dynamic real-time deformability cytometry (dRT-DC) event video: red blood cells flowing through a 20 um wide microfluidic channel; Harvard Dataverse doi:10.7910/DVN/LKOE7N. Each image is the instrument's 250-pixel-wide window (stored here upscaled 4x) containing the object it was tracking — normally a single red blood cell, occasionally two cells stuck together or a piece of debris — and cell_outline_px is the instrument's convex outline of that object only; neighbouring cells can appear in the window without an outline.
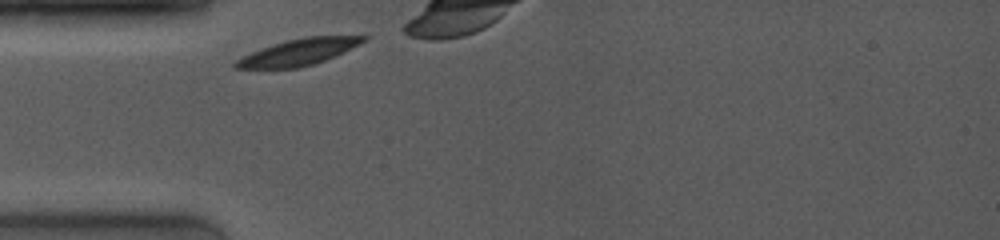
{"species": "common noctule bat (a hibernating species)", "species_latin": "Nyctalus noctula", "temperature_condition": "room temperature", "stored_images_in_passage": 36, "camera_frame_rate_fps": 4000, "um_per_image_px": 0.085, "animal": {"sex": "female", "body_mass_g": 19.0, "forearm_length_mm": 53.3}, "frame": {"image": 1, "passage_image": 1, "time_ms": 0.0, "image_size_px": [1000, 240], "cell_outline_px": [[368, 36], [360, 44], [344, 52], [324, 60], [312, 64], [296, 68], [232, 68], [232, 64], [236, 60], [260, 48], [284, 40], [304, 36]], "centroid_in_image_um": [25.34, 4.42], "position_along_channel_um": 59.7, "area_um2": 19.48}}
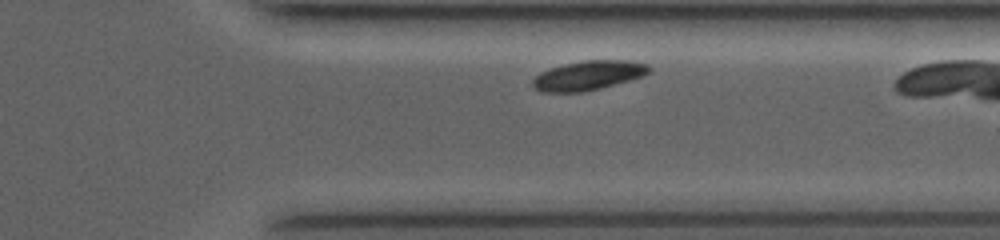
{"frame": {"image": 2, "passage_image": 31, "time_ms": 8.0, "image_size_px": [1000, 240], "cell_outline_px": [[652, 68], [644, 76], [600, 88], [580, 92], [540, 92], [532, 84], [532, 80], [540, 72], [564, 64], [584, 60], [628, 60], [648, 64]], "centroid_in_image_um": [50.02, 6.4], "position_along_channel_um": 361.4, "area_um2": 19.83}, "authors_computed_cell_mechanics": {"area_um2": 19.9699, "velocity_mm_per_s": 3.8068, "shape_relaxation_time_tau1_ms": 1.4655, "shape_relaxation_time_tau2_ms": null, "deformation_change_tau1": 0.0671, "deformation_change_tau2": null}}